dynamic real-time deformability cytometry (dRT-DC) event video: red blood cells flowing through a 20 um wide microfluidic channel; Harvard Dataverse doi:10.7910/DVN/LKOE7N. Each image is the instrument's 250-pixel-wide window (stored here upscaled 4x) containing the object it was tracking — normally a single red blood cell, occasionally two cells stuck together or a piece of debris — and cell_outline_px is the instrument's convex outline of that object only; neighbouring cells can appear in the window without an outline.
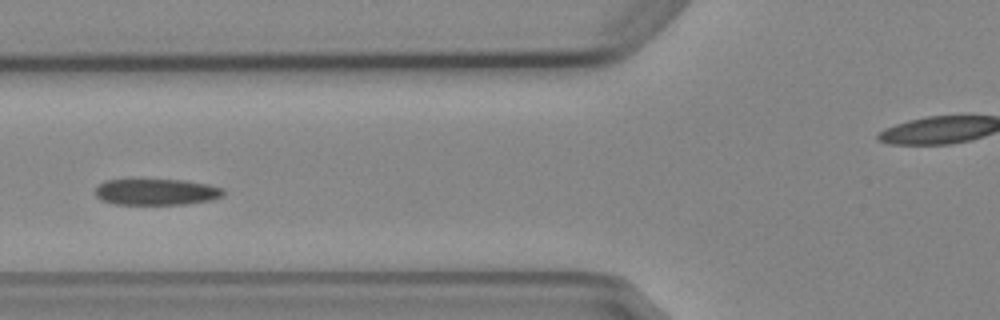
{"species": "Egyptian fruit bat (a non-hibernating species)", "species_latin": "Rousettus aegyptiacus", "temperature_condition": "cold", "stored_images_in_passage": 4, "camera_frame_rate_fps": 3000, "um_per_image_px": 0.085, "animal": {"sex": "female"}, "frame": {"image": 1, "passage_image": 4, "time_ms": 3.667, "image_size_px": [1000, 320], "cell_outline_px": [[224, 196], [212, 200], [184, 204], [116, 204], [100, 200], [96, 196], [96, 188], [104, 180], [184, 180], [208, 184], [224, 188]], "centroid_in_image_um": [13.32, 16.32], "position_along_channel_um": 112.5, "area_um2": 19.59}}